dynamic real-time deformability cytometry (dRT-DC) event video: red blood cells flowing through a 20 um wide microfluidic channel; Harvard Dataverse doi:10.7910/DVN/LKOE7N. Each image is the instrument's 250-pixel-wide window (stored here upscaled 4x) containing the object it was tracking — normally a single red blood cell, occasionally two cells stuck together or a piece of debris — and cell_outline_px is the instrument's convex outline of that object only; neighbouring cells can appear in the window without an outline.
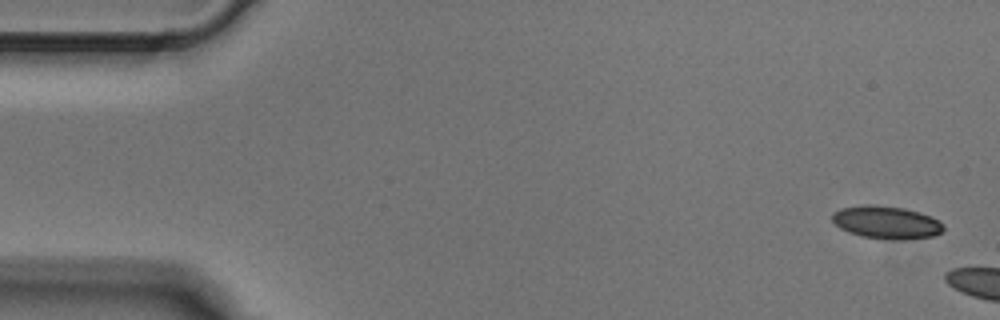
{"species": "Egyptian fruit bat (a non-hibernating species)", "species_latin": "Rousettus aegyptiacus", "temperature_condition": "cold", "stored_images_in_passage": 3, "camera_frame_rate_fps": 3000, "um_per_image_px": 0.085, "animal": {"sex": "male"}, "frame": {"image": 1, "passage_image": 1, "time_ms": 0.0, "image_size_px": [1000, 320], "cell_outline_px": [[944, 228], [940, 232], [932, 236], [904, 240], [892, 240], [860, 236], [848, 232], [840, 228], [832, 220], [832, 212], [840, 208], [864, 204], [872, 204], [904, 208], [920, 212], [932, 216], [944, 224]], "centroid_in_image_um": [75.33, 18.89], "position_along_channel_um": 9.7, "area_um2": 21.5}}